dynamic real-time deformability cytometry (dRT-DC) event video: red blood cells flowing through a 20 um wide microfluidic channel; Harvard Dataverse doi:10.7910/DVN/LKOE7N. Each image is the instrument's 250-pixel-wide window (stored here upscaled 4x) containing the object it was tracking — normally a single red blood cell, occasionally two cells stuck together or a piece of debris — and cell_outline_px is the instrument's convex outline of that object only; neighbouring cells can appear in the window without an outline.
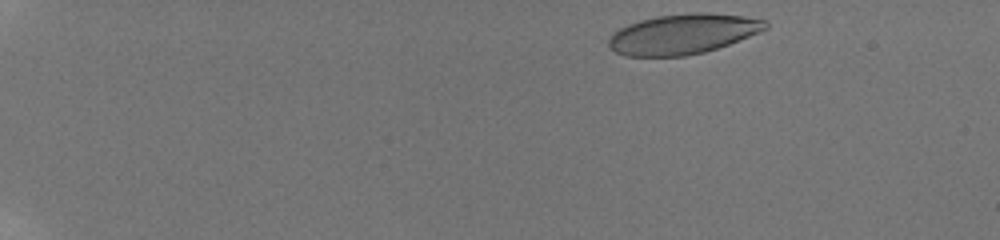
{"species": "human", "species_latin": "Homo sapiens", "temperature_condition": "room temperature", "stored_images_in_passage": 15, "camera_frame_rate_fps": 3000, "um_per_image_px": 0.085, "donor": {"sex": "male"}, "frame": {"image": 1, "passage_image": 1, "time_ms": 0.0, "image_size_px": [1000, 240], "cell_outline_px": [[768, 28], [760, 32], [728, 44], [704, 52], [684, 56], [624, 56], [616, 52], [608, 44], [608, 36], [620, 28], [628, 24], [640, 20], [656, 16], [692, 12], [708, 12], [744, 16], [764, 20], [768, 24]], "centroid_in_image_um": [58.03, 2.88], "position_along_channel_um": 27.0, "area_um2": 36.65}}
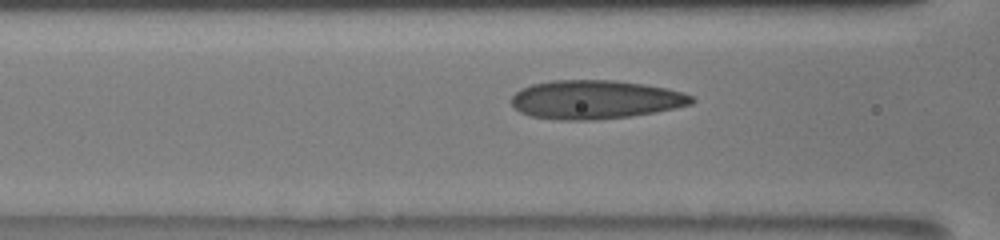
{"frame": {"image": 2, "passage_image": 9, "time_ms": 6.0, "image_size_px": [1000, 240], "cell_outline_px": [[696, 100], [692, 104], [676, 108], [656, 112], [628, 116], [596, 120], [560, 120], [532, 116], [520, 112], [512, 104], [512, 96], [516, 92], [532, 84], [552, 80], [616, 80], [644, 84], [668, 88], [684, 92], [692, 96]], "centroid_in_image_um": [50.65, 8.46], "position_along_channel_um": 115.9, "area_um2": 40.75}}
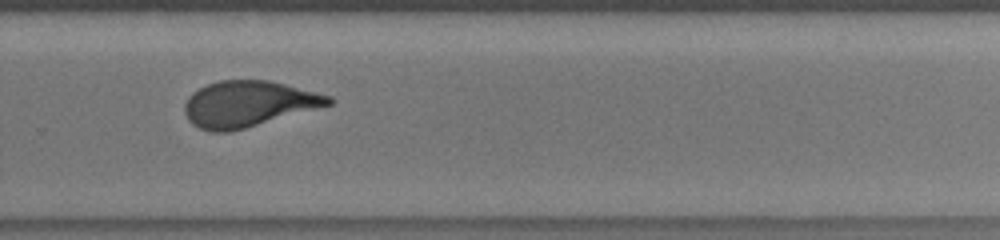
{"frame": {"image": 3, "passage_image": 14, "time_ms": 11.0, "image_size_px": [1000, 240], "cell_outline_px": [[332, 104], [244, 128], [228, 132], [208, 132], [192, 124], [188, 120], [184, 112], [184, 104], [188, 96], [192, 92], [208, 84], [220, 80], [268, 80], [332, 96]], "centroid_in_image_um": [21.05, 8.83], "position_along_channel_um": 308.7, "area_um2": 38.21}}